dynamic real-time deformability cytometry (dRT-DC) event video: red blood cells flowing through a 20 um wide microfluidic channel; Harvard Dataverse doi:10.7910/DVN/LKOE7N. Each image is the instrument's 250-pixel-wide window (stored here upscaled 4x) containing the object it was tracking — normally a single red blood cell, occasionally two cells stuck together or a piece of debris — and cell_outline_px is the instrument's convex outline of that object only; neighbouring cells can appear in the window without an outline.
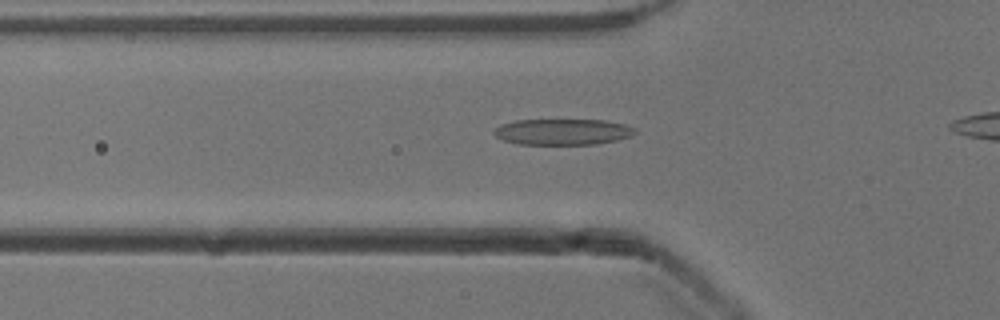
{"species": "common noctule bat (a hibernating species)", "species_latin": "Nyctalus noctula", "temperature_condition": "cold", "stored_images_in_passage": 38, "camera_frame_rate_fps": 3000, "um_per_image_px": 0.085, "animal": {"sex": "male", "body_mass_g": 13.3}, "frame": {"image": 1, "passage_image": 10, "time_ms": 3.0, "image_size_px": [1000, 320], "cell_outline_px": [[636, 132], [632, 136], [616, 140], [596, 144], [520, 144], [504, 140], [496, 136], [492, 132], [500, 124], [516, 120], [604, 120], [624, 124], [636, 128]], "centroid_in_image_um": [47.84, 11.2], "position_along_channel_um": 78.0, "area_um2": 21.33}}
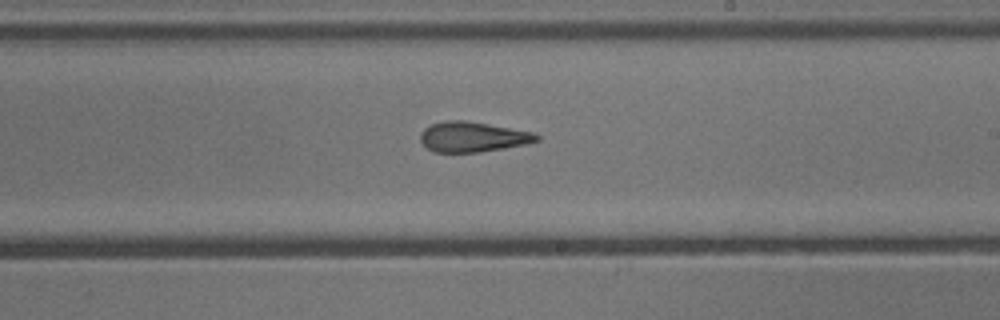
{"frame": {"image": 2, "passage_image": 23, "time_ms": 7.333, "image_size_px": [1000, 320], "cell_outline_px": [[540, 140], [528, 144], [480, 152], [436, 152], [428, 148], [420, 140], [420, 132], [424, 128], [432, 124], [444, 120], [464, 120], [488, 124], [532, 132], [540, 136]], "centroid_in_image_um": [40.18, 11.63], "position_along_channel_um": 248.8, "area_um2": 20.4}}
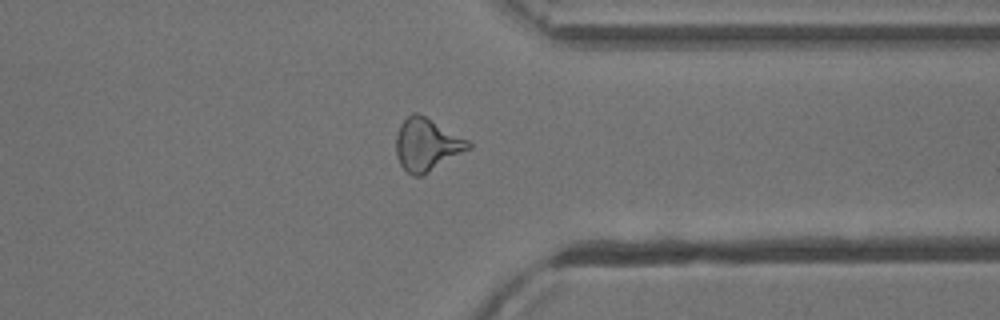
{"frame": {"image": 3, "passage_image": 33, "time_ms": 10.667, "image_size_px": [1000, 320], "cell_outline_px": [[472, 148], [424, 176], [412, 176], [400, 164], [396, 156], [396, 136], [400, 124], [412, 112], [416, 112], [424, 116], [468, 140], [472, 144]], "centroid_in_image_um": [36.28, 12.33], "position_along_channel_um": 375.1, "area_um2": 22.2}, "authors_computed_cell_mechanics": {"area_um2": 21.0681, "velocity_mm_per_s": 3.9109, "shape_relaxation_time_tau1_ms": 5.2982, "shape_relaxation_time_tau2_ms": 2.5925, "deformation_change_tau1": 0.1828, "deformation_change_tau2": 0.1284}}